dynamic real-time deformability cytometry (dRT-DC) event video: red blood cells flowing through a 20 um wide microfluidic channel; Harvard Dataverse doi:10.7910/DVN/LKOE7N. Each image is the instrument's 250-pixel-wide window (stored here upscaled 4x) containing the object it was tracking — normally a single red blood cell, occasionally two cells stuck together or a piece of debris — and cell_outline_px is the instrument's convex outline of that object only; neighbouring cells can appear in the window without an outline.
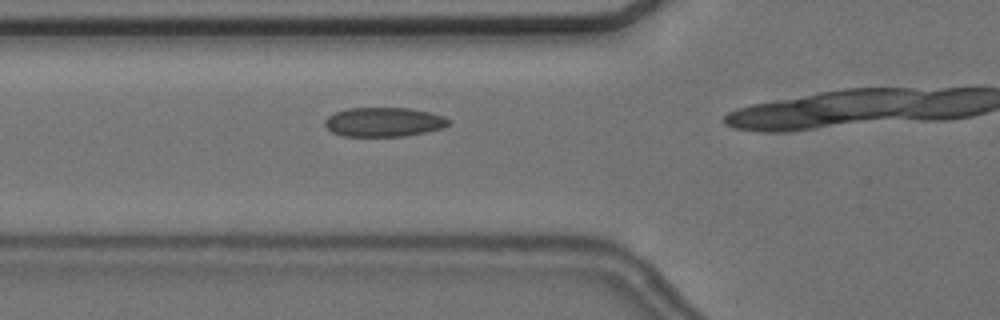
{"species": "common noctule bat (a hibernating species)", "species_latin": "Nyctalus noctula", "temperature_condition": "cold", "stored_images_in_passage": 18, "camera_frame_rate_fps": 3000, "um_per_image_px": 0.085, "animal": {"sex": "female", "body_mass_g": 24.6, "forearm_length_mm": 56.2}, "frame": {"image": 1, "passage_image": 15, "time_ms": 4.667, "image_size_px": [1000, 320], "cell_outline_px": [[452, 120], [444, 128], [404, 136], [344, 136], [332, 132], [324, 124], [324, 120], [328, 116], [336, 112], [348, 108], [408, 108], [432, 112], [444, 116]], "centroid_in_image_um": [32.65, 10.36], "position_along_channel_um": 93.1, "area_um2": 21.15}}